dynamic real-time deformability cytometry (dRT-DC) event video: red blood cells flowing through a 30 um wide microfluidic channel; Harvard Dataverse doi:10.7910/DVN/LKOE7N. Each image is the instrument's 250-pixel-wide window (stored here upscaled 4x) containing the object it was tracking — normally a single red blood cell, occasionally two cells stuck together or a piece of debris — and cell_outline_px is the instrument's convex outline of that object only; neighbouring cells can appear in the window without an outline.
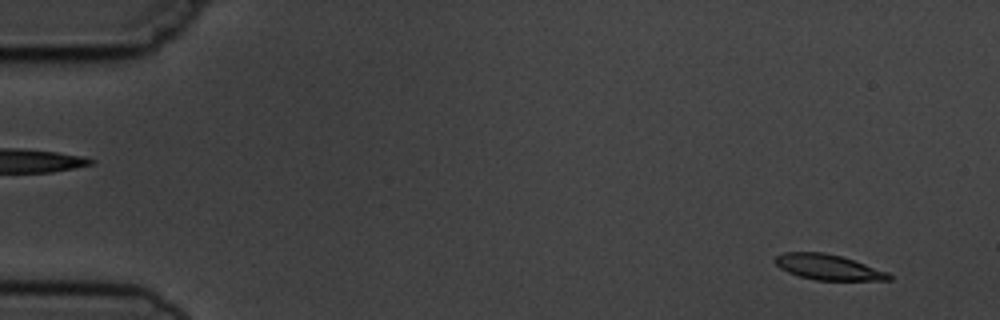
{"species": "common noctule bat (a hibernating species)", "species_latin": "Nyctalus noctula", "temperature_condition": "cold", "stored_images_in_passage": 6, "segment_of_instrument_passage": [2, 2], "camera_frame_rate_fps": 3000, "um_per_image_px": 0.085, "animal": {"sex": "male", "body_mass_g": 19.5, "forearm_length_mm": 54.6}, "frame": {"image": 1, "passage_image": 6, "time_ms": 5.667, "image_size_px": [1000, 320], "cell_outline_px": [[892, 280], [816, 280], [800, 276], [788, 272], [780, 268], [772, 260], [776, 256], [784, 252], [824, 252], [840, 256], [888, 272], [892, 276]], "centroid_in_image_um": [70.36, 22.7], "position_along_channel_um": 14.6, "area_um2": 16.7}}